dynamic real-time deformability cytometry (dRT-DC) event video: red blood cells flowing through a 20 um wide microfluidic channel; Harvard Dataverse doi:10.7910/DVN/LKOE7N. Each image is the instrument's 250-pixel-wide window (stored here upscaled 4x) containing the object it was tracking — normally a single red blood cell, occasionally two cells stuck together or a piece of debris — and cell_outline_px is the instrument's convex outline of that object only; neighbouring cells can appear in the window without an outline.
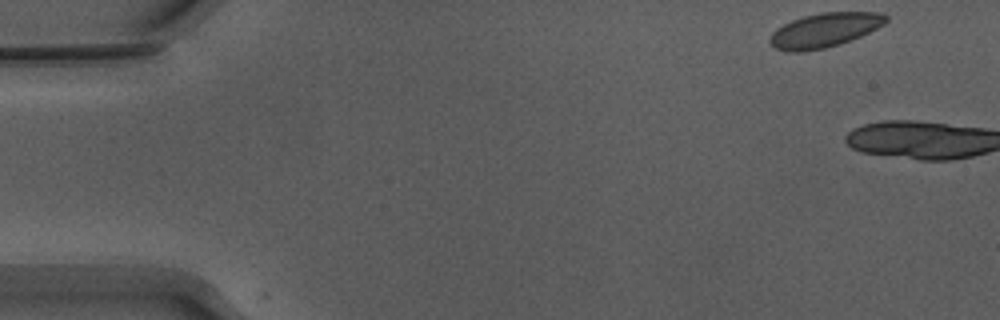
{"species": "Egyptian fruit bat (a non-hibernating species)", "species_latin": "Rousettus aegyptiacus", "temperature_condition": "warm", "stored_images_in_passage": 3, "camera_frame_rate_fps": 3000, "um_per_image_px": 0.085, "animal": {"sex": "male"}, "frame": {"image": 1, "passage_image": 1, "time_ms": 0.0, "image_size_px": [1000, 320], "cell_outline_px": [[888, 20], [884, 24], [852, 40], [840, 44], [824, 48], [804, 52], [788, 52], [776, 48], [768, 40], [772, 32], [776, 28], [792, 20], [804, 16], [820, 12], [880, 12], [888, 16]], "centroid_in_image_um": [70.08, 2.56], "position_along_channel_um": 14.9, "area_um2": 23.24}}